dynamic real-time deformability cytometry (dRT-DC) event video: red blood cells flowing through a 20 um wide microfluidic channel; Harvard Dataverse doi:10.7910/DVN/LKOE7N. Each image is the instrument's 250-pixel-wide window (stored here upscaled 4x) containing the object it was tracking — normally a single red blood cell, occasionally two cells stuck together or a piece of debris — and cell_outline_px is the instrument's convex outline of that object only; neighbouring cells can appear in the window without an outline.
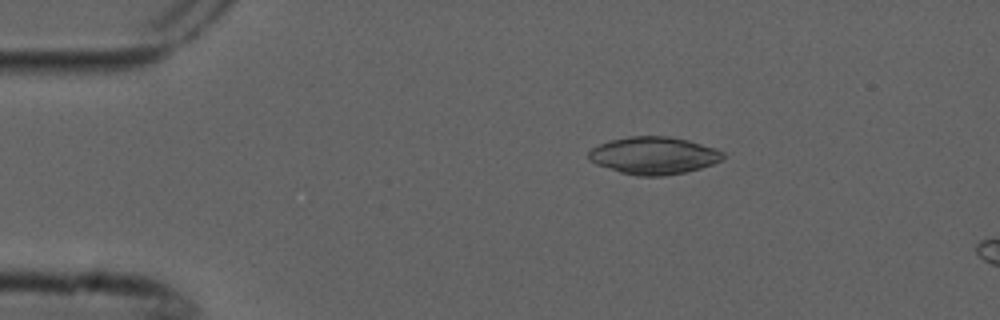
{"species": "common noctule bat (a hibernating species)", "species_latin": "Nyctalus noctula", "temperature_condition": "cold", "stored_images_in_passage": 4, "camera_frame_rate_fps": 3000, "um_per_image_px": 0.085, "animal": {"sex": "male", "forearm_length_mm": 52.5}, "frame": {"image": 1, "passage_image": 2, "time_ms": 0.333, "image_size_px": [1000, 320], "cell_outline_px": [[724, 156], [720, 160], [712, 164], [700, 168], [684, 172], [664, 176], [636, 176], [620, 172], [596, 164], [588, 160], [588, 152], [592, 148], [608, 140], [628, 136], [668, 136], [688, 140], [716, 148], [724, 152]], "centroid_in_image_um": [55.54, 13.21], "position_along_channel_um": 29.5, "area_um2": 29.36}}